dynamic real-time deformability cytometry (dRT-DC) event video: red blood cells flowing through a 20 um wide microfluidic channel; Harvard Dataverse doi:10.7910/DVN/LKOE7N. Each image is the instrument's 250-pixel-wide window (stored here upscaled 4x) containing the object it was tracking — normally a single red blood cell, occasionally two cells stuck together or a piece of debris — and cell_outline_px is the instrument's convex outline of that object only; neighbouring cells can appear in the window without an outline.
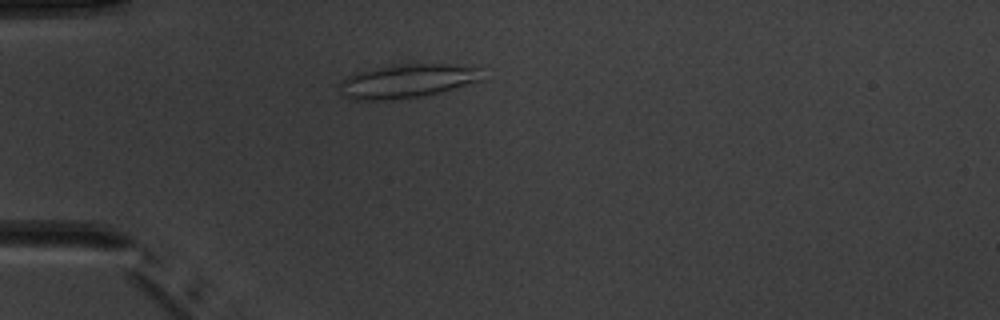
{"species": "common noctule bat (a hibernating species)", "species_latin": "Nyctalus noctula", "temperature_condition": "warm", "stored_images_in_passage": 4, "camera_frame_rate_fps": 3000, "um_per_image_px": 0.085, "animal": {"sex": "male", "body_mass_g": 20.1, "forearm_length_mm": 53.5}, "frame": {"image": 1, "passage_image": 3, "time_ms": 3.333, "image_size_px": [1000, 320], "cell_outline_px": [[484, 80], [440, 92], [424, 96], [396, 100], [352, 100], [344, 96], [340, 92], [336, 84], [340, 80], [356, 72], [376, 68], [404, 64], [456, 64], [480, 68]], "centroid_in_image_um": [34.59, 6.9], "position_along_channel_um": 50.4, "area_um2": 28.5}}